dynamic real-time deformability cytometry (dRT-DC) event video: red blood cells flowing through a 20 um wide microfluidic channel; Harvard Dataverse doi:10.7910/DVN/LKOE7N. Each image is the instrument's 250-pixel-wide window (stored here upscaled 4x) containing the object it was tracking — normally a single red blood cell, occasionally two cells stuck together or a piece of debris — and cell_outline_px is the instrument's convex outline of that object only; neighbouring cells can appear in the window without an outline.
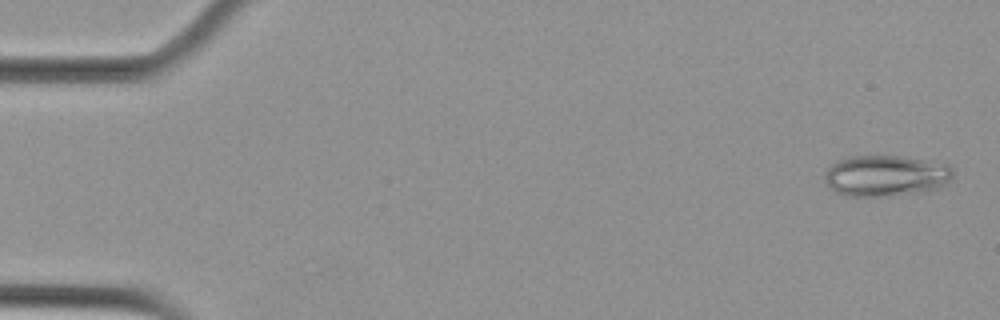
{"species": "Egyptian fruit bat (a non-hibernating species)", "species_latin": "Rousettus aegyptiacus", "temperature_condition": "cold", "stored_images_in_passage": 56, "camera_frame_rate_fps": 3000, "um_per_image_px": 0.085, "animal": {"sex": "female"}, "frame": {"image": 1, "passage_image": 2, "time_ms": 0.333, "image_size_px": [1000, 320], "cell_outline_px": [[952, 180], [948, 184], [928, 192], [888, 196], [844, 196], [836, 192], [824, 180], [828, 168], [836, 160], [852, 156], [900, 156], [948, 164], [952, 168]], "centroid_in_image_um": [75.33, 14.95], "position_along_channel_um": 9.7, "area_um2": 30.98}}
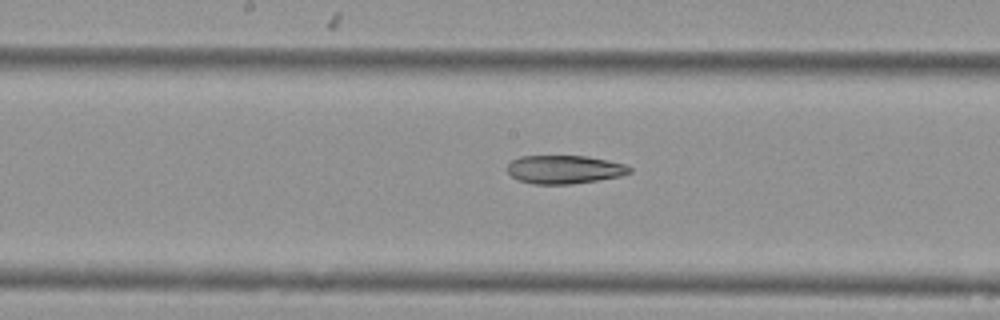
{"frame": {"image": 2, "passage_image": 29, "time_ms": 9.333, "image_size_px": [1000, 320], "cell_outline_px": [[632, 172], [620, 176], [572, 184], [532, 184], [520, 180], [512, 176], [508, 172], [508, 164], [512, 160], [520, 156], [588, 156], [624, 164], [632, 168]], "centroid_in_image_um": [47.98, 14.4], "position_along_channel_um": 200.2, "area_um2": 20.11}}
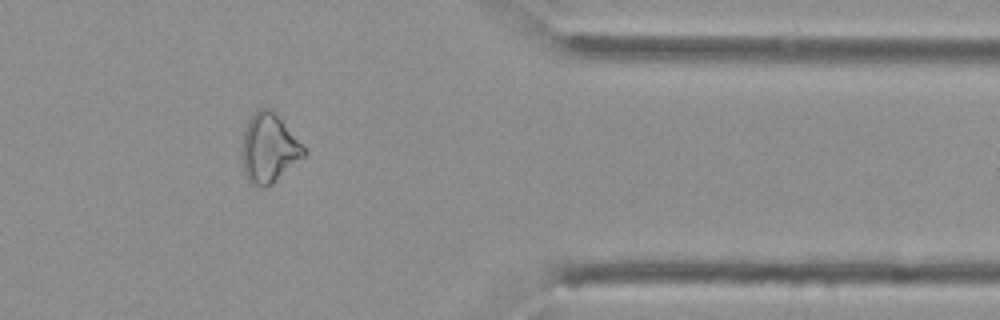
{"frame": {"image": 3, "passage_image": 46, "time_ms": 15.0, "image_size_px": [1000, 320], "cell_outline_px": [[304, 156], [272, 184], [264, 188], [260, 188], [252, 184], [248, 180], [244, 172], [240, 156], [240, 148], [244, 132], [248, 120], [260, 108], [272, 108], [276, 112], [304, 148]], "centroid_in_image_um": [22.8, 12.61], "position_along_channel_um": 388.6, "area_um2": 24.91}}